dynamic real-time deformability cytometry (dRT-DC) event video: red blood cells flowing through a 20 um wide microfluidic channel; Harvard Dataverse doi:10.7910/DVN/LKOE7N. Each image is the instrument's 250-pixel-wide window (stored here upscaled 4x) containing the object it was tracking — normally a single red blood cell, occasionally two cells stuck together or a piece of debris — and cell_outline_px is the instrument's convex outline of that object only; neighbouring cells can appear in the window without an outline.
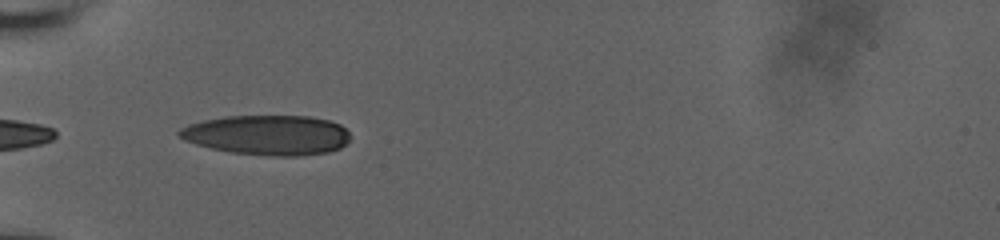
{"species": "human", "species_latin": "Homo sapiens", "temperature_condition": "room temperature", "stored_images_in_passage": 37, "camera_frame_rate_fps": 3000, "um_per_image_px": 0.085, "donor": {"sex": "male"}, "frame": {"image": 1, "passage_image": 1, "time_ms": 0.0, "image_size_px": [1000, 240], "cell_outline_px": [[348, 140], [340, 148], [328, 152], [300, 156], [272, 156], [232, 152], [212, 148], [196, 144], [184, 140], [176, 132], [180, 128], [188, 124], [204, 120], [224, 116], [308, 116], [328, 120], [340, 124], [348, 132]], "centroid_in_image_um": [22.71, 11.47], "position_along_channel_um": 62.3, "area_um2": 39.65}}
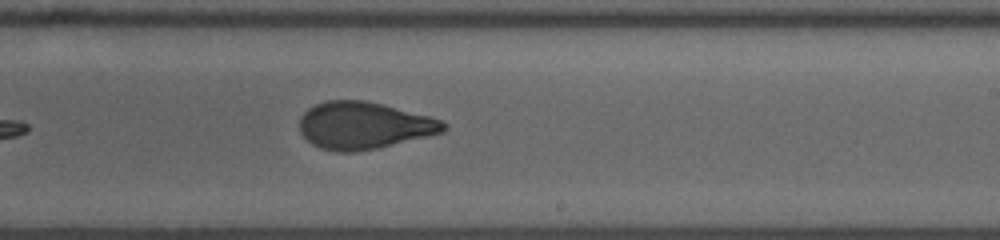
{"frame": {"image": 2, "passage_image": 17, "time_ms": 5.333, "image_size_px": [1000, 240], "cell_outline_px": [[448, 128], [444, 132], [428, 136], [376, 148], [356, 152], [336, 152], [320, 148], [312, 144], [300, 132], [300, 116], [308, 108], [316, 104], [328, 100], [364, 100], [384, 104], [444, 120], [448, 124]], "centroid_in_image_um": [30.95, 10.66], "position_along_channel_um": 258.1, "area_um2": 39.71}}
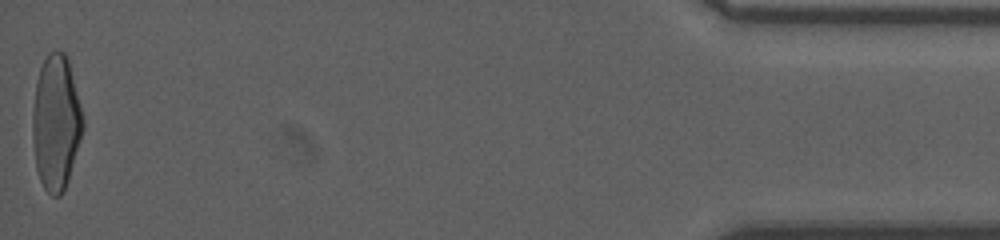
{"frame": {"image": 3, "passage_image": 37, "time_ms": 12.0, "image_size_px": [1000, 240], "cell_outline_px": [[84, 128], [68, 180], [60, 196], [52, 196], [44, 188], [40, 180], [36, 168], [32, 140], [32, 112], [36, 84], [40, 68], [48, 52], [64, 52], [68, 60], [84, 120]], "centroid_in_image_um": [4.75, 10.44], "position_along_channel_um": 430.5, "area_um2": 39.36}, "authors_computed_cell_mechanics": {"area_um2": 39.7086, "velocity_mm_per_s": 3.8482, "shape_relaxation_time_tau1_ms": 9.9994, "shape_relaxation_time_tau2_ms": 1.0553, "deformation_change_tau1": 0.3109, "deformation_change_tau2": 0.0778}}